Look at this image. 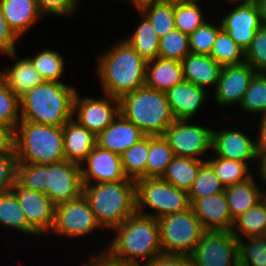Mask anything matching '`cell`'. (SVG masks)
Here are the masks:
<instances>
[{
    "label": "cell",
    "mask_w": 266,
    "mask_h": 266,
    "mask_svg": "<svg viewBox=\"0 0 266 266\" xmlns=\"http://www.w3.org/2000/svg\"><path fill=\"white\" fill-rule=\"evenodd\" d=\"M97 63L103 94L120 99L145 86L147 61L125 39L100 55Z\"/></svg>",
    "instance_id": "6da1fadb"
},
{
    "label": "cell",
    "mask_w": 266,
    "mask_h": 266,
    "mask_svg": "<svg viewBox=\"0 0 266 266\" xmlns=\"http://www.w3.org/2000/svg\"><path fill=\"white\" fill-rule=\"evenodd\" d=\"M113 230L107 252L118 260L138 266L163 254L158 219L152 216L135 212Z\"/></svg>",
    "instance_id": "7a4b0ae2"
},
{
    "label": "cell",
    "mask_w": 266,
    "mask_h": 266,
    "mask_svg": "<svg viewBox=\"0 0 266 266\" xmlns=\"http://www.w3.org/2000/svg\"><path fill=\"white\" fill-rule=\"evenodd\" d=\"M75 93L71 85L44 81L19 98L21 121L63 126L72 119Z\"/></svg>",
    "instance_id": "3957f363"
},
{
    "label": "cell",
    "mask_w": 266,
    "mask_h": 266,
    "mask_svg": "<svg viewBox=\"0 0 266 266\" xmlns=\"http://www.w3.org/2000/svg\"><path fill=\"white\" fill-rule=\"evenodd\" d=\"M83 185V195L101 227L113 230L136 212L135 180Z\"/></svg>",
    "instance_id": "277c9868"
},
{
    "label": "cell",
    "mask_w": 266,
    "mask_h": 266,
    "mask_svg": "<svg viewBox=\"0 0 266 266\" xmlns=\"http://www.w3.org/2000/svg\"><path fill=\"white\" fill-rule=\"evenodd\" d=\"M18 163L48 165L65 158L63 126L20 121L13 131Z\"/></svg>",
    "instance_id": "5b68a950"
},
{
    "label": "cell",
    "mask_w": 266,
    "mask_h": 266,
    "mask_svg": "<svg viewBox=\"0 0 266 266\" xmlns=\"http://www.w3.org/2000/svg\"><path fill=\"white\" fill-rule=\"evenodd\" d=\"M119 101L120 113L146 136H163L175 121L163 91L143 86L123 95Z\"/></svg>",
    "instance_id": "8992f818"
},
{
    "label": "cell",
    "mask_w": 266,
    "mask_h": 266,
    "mask_svg": "<svg viewBox=\"0 0 266 266\" xmlns=\"http://www.w3.org/2000/svg\"><path fill=\"white\" fill-rule=\"evenodd\" d=\"M135 196L136 212L156 219L186 211L191 205L188 192L178 189L161 178L137 179L135 181ZM146 206L152 208L154 214L143 211V207Z\"/></svg>",
    "instance_id": "52a82bcc"
},
{
    "label": "cell",
    "mask_w": 266,
    "mask_h": 266,
    "mask_svg": "<svg viewBox=\"0 0 266 266\" xmlns=\"http://www.w3.org/2000/svg\"><path fill=\"white\" fill-rule=\"evenodd\" d=\"M163 254L190 256L206 232L192 208L158 219Z\"/></svg>",
    "instance_id": "ba28073f"
},
{
    "label": "cell",
    "mask_w": 266,
    "mask_h": 266,
    "mask_svg": "<svg viewBox=\"0 0 266 266\" xmlns=\"http://www.w3.org/2000/svg\"><path fill=\"white\" fill-rule=\"evenodd\" d=\"M190 258L192 266H239L238 238L231 231H206Z\"/></svg>",
    "instance_id": "9c48e42d"
},
{
    "label": "cell",
    "mask_w": 266,
    "mask_h": 266,
    "mask_svg": "<svg viewBox=\"0 0 266 266\" xmlns=\"http://www.w3.org/2000/svg\"><path fill=\"white\" fill-rule=\"evenodd\" d=\"M174 156L200 159L212 149V129L190 123V119L175 120L164 132Z\"/></svg>",
    "instance_id": "30bf717a"
},
{
    "label": "cell",
    "mask_w": 266,
    "mask_h": 266,
    "mask_svg": "<svg viewBox=\"0 0 266 266\" xmlns=\"http://www.w3.org/2000/svg\"><path fill=\"white\" fill-rule=\"evenodd\" d=\"M83 186L80 164L63 160L45 165V194L55 206L80 197Z\"/></svg>",
    "instance_id": "8fae6325"
},
{
    "label": "cell",
    "mask_w": 266,
    "mask_h": 266,
    "mask_svg": "<svg viewBox=\"0 0 266 266\" xmlns=\"http://www.w3.org/2000/svg\"><path fill=\"white\" fill-rule=\"evenodd\" d=\"M100 227L87 199L82 194L74 200L55 206L54 223L50 232L77 238L90 234Z\"/></svg>",
    "instance_id": "7c38bea8"
},
{
    "label": "cell",
    "mask_w": 266,
    "mask_h": 266,
    "mask_svg": "<svg viewBox=\"0 0 266 266\" xmlns=\"http://www.w3.org/2000/svg\"><path fill=\"white\" fill-rule=\"evenodd\" d=\"M100 99L81 98L76 91L73 99L72 119L95 136L104 131L120 113V101L104 94Z\"/></svg>",
    "instance_id": "4fadbf2b"
},
{
    "label": "cell",
    "mask_w": 266,
    "mask_h": 266,
    "mask_svg": "<svg viewBox=\"0 0 266 266\" xmlns=\"http://www.w3.org/2000/svg\"><path fill=\"white\" fill-rule=\"evenodd\" d=\"M10 191L16 196L36 235L48 234L52 229L55 213V205L50 198L45 193L22 187L17 181Z\"/></svg>",
    "instance_id": "5bb4252c"
},
{
    "label": "cell",
    "mask_w": 266,
    "mask_h": 266,
    "mask_svg": "<svg viewBox=\"0 0 266 266\" xmlns=\"http://www.w3.org/2000/svg\"><path fill=\"white\" fill-rule=\"evenodd\" d=\"M220 21L222 29L245 51L262 26L255 2H238Z\"/></svg>",
    "instance_id": "9a60e30c"
},
{
    "label": "cell",
    "mask_w": 266,
    "mask_h": 266,
    "mask_svg": "<svg viewBox=\"0 0 266 266\" xmlns=\"http://www.w3.org/2000/svg\"><path fill=\"white\" fill-rule=\"evenodd\" d=\"M80 165L83 184H91L93 180L95 183H107L127 179L121 155L97 145Z\"/></svg>",
    "instance_id": "2e32d148"
},
{
    "label": "cell",
    "mask_w": 266,
    "mask_h": 266,
    "mask_svg": "<svg viewBox=\"0 0 266 266\" xmlns=\"http://www.w3.org/2000/svg\"><path fill=\"white\" fill-rule=\"evenodd\" d=\"M255 73L253 67L246 62L239 65L223 66L214 89L215 102L219 106L240 105Z\"/></svg>",
    "instance_id": "e0dca14e"
},
{
    "label": "cell",
    "mask_w": 266,
    "mask_h": 266,
    "mask_svg": "<svg viewBox=\"0 0 266 266\" xmlns=\"http://www.w3.org/2000/svg\"><path fill=\"white\" fill-rule=\"evenodd\" d=\"M254 141L241 130H212V151L217 154L216 157L246 164L252 160L254 162L258 154L257 139Z\"/></svg>",
    "instance_id": "ac0fdd59"
},
{
    "label": "cell",
    "mask_w": 266,
    "mask_h": 266,
    "mask_svg": "<svg viewBox=\"0 0 266 266\" xmlns=\"http://www.w3.org/2000/svg\"><path fill=\"white\" fill-rule=\"evenodd\" d=\"M195 216L206 231H231L232 219L225 191L197 200H189Z\"/></svg>",
    "instance_id": "d6986e66"
},
{
    "label": "cell",
    "mask_w": 266,
    "mask_h": 266,
    "mask_svg": "<svg viewBox=\"0 0 266 266\" xmlns=\"http://www.w3.org/2000/svg\"><path fill=\"white\" fill-rule=\"evenodd\" d=\"M145 136L139 127L119 113L113 122L96 136V145L121 155Z\"/></svg>",
    "instance_id": "ffe728a7"
},
{
    "label": "cell",
    "mask_w": 266,
    "mask_h": 266,
    "mask_svg": "<svg viewBox=\"0 0 266 266\" xmlns=\"http://www.w3.org/2000/svg\"><path fill=\"white\" fill-rule=\"evenodd\" d=\"M206 92L205 88L185 79L167 90L165 93L174 119L191 120L206 101L208 96Z\"/></svg>",
    "instance_id": "44dd1931"
},
{
    "label": "cell",
    "mask_w": 266,
    "mask_h": 266,
    "mask_svg": "<svg viewBox=\"0 0 266 266\" xmlns=\"http://www.w3.org/2000/svg\"><path fill=\"white\" fill-rule=\"evenodd\" d=\"M183 80V66L180 61L161 57L147 61L145 86L166 92Z\"/></svg>",
    "instance_id": "7402d4cb"
},
{
    "label": "cell",
    "mask_w": 266,
    "mask_h": 266,
    "mask_svg": "<svg viewBox=\"0 0 266 266\" xmlns=\"http://www.w3.org/2000/svg\"><path fill=\"white\" fill-rule=\"evenodd\" d=\"M65 158L81 164L96 146V136L74 119L63 125Z\"/></svg>",
    "instance_id": "603a6c76"
},
{
    "label": "cell",
    "mask_w": 266,
    "mask_h": 266,
    "mask_svg": "<svg viewBox=\"0 0 266 266\" xmlns=\"http://www.w3.org/2000/svg\"><path fill=\"white\" fill-rule=\"evenodd\" d=\"M184 79L202 88H216L222 66L209 55L189 53L182 61Z\"/></svg>",
    "instance_id": "cb8c5ba5"
},
{
    "label": "cell",
    "mask_w": 266,
    "mask_h": 266,
    "mask_svg": "<svg viewBox=\"0 0 266 266\" xmlns=\"http://www.w3.org/2000/svg\"><path fill=\"white\" fill-rule=\"evenodd\" d=\"M0 7L8 25L19 38L42 16L35 0H0Z\"/></svg>",
    "instance_id": "d4e9b609"
},
{
    "label": "cell",
    "mask_w": 266,
    "mask_h": 266,
    "mask_svg": "<svg viewBox=\"0 0 266 266\" xmlns=\"http://www.w3.org/2000/svg\"><path fill=\"white\" fill-rule=\"evenodd\" d=\"M254 179L252 176L246 181L225 187L228 208L233 220L264 198V191L259 189Z\"/></svg>",
    "instance_id": "484cf974"
},
{
    "label": "cell",
    "mask_w": 266,
    "mask_h": 266,
    "mask_svg": "<svg viewBox=\"0 0 266 266\" xmlns=\"http://www.w3.org/2000/svg\"><path fill=\"white\" fill-rule=\"evenodd\" d=\"M0 76L19 98L45 81L27 57L18 59L13 67L1 71Z\"/></svg>",
    "instance_id": "4316f807"
},
{
    "label": "cell",
    "mask_w": 266,
    "mask_h": 266,
    "mask_svg": "<svg viewBox=\"0 0 266 266\" xmlns=\"http://www.w3.org/2000/svg\"><path fill=\"white\" fill-rule=\"evenodd\" d=\"M205 161V159L174 156L161 179L178 189L189 192L197 177L200 166Z\"/></svg>",
    "instance_id": "83f0119b"
},
{
    "label": "cell",
    "mask_w": 266,
    "mask_h": 266,
    "mask_svg": "<svg viewBox=\"0 0 266 266\" xmlns=\"http://www.w3.org/2000/svg\"><path fill=\"white\" fill-rule=\"evenodd\" d=\"M142 19L137 29L125 40L143 57L146 61L158 57L160 38L156 34L150 19L136 8Z\"/></svg>",
    "instance_id": "f1b7e54d"
},
{
    "label": "cell",
    "mask_w": 266,
    "mask_h": 266,
    "mask_svg": "<svg viewBox=\"0 0 266 266\" xmlns=\"http://www.w3.org/2000/svg\"><path fill=\"white\" fill-rule=\"evenodd\" d=\"M152 22L159 38L175 30V0L148 2L138 8Z\"/></svg>",
    "instance_id": "f546056e"
},
{
    "label": "cell",
    "mask_w": 266,
    "mask_h": 266,
    "mask_svg": "<svg viewBox=\"0 0 266 266\" xmlns=\"http://www.w3.org/2000/svg\"><path fill=\"white\" fill-rule=\"evenodd\" d=\"M231 232L238 239L266 235V200L263 198L254 207L236 218Z\"/></svg>",
    "instance_id": "4dcf8cb0"
},
{
    "label": "cell",
    "mask_w": 266,
    "mask_h": 266,
    "mask_svg": "<svg viewBox=\"0 0 266 266\" xmlns=\"http://www.w3.org/2000/svg\"><path fill=\"white\" fill-rule=\"evenodd\" d=\"M173 157L174 153L163 136H149L146 178H161Z\"/></svg>",
    "instance_id": "1f68e13d"
},
{
    "label": "cell",
    "mask_w": 266,
    "mask_h": 266,
    "mask_svg": "<svg viewBox=\"0 0 266 266\" xmlns=\"http://www.w3.org/2000/svg\"><path fill=\"white\" fill-rule=\"evenodd\" d=\"M149 154V136L143 137L121 154V162L127 178H146V164Z\"/></svg>",
    "instance_id": "d6a6232c"
},
{
    "label": "cell",
    "mask_w": 266,
    "mask_h": 266,
    "mask_svg": "<svg viewBox=\"0 0 266 266\" xmlns=\"http://www.w3.org/2000/svg\"><path fill=\"white\" fill-rule=\"evenodd\" d=\"M0 224L28 235L36 234L30 228L24 211L11 191L0 194Z\"/></svg>",
    "instance_id": "836d02e7"
},
{
    "label": "cell",
    "mask_w": 266,
    "mask_h": 266,
    "mask_svg": "<svg viewBox=\"0 0 266 266\" xmlns=\"http://www.w3.org/2000/svg\"><path fill=\"white\" fill-rule=\"evenodd\" d=\"M206 161L212 166L216 176L224 187L246 181L254 176L250 174L248 164L241 161L221 157L209 158Z\"/></svg>",
    "instance_id": "e575fe53"
},
{
    "label": "cell",
    "mask_w": 266,
    "mask_h": 266,
    "mask_svg": "<svg viewBox=\"0 0 266 266\" xmlns=\"http://www.w3.org/2000/svg\"><path fill=\"white\" fill-rule=\"evenodd\" d=\"M210 57L222 67L245 62V51L223 29L218 33Z\"/></svg>",
    "instance_id": "d590c367"
},
{
    "label": "cell",
    "mask_w": 266,
    "mask_h": 266,
    "mask_svg": "<svg viewBox=\"0 0 266 266\" xmlns=\"http://www.w3.org/2000/svg\"><path fill=\"white\" fill-rule=\"evenodd\" d=\"M242 111L266 117V72H256L240 103Z\"/></svg>",
    "instance_id": "8d00e7d4"
},
{
    "label": "cell",
    "mask_w": 266,
    "mask_h": 266,
    "mask_svg": "<svg viewBox=\"0 0 266 266\" xmlns=\"http://www.w3.org/2000/svg\"><path fill=\"white\" fill-rule=\"evenodd\" d=\"M197 2L192 0H175V27L187 35H190L206 22Z\"/></svg>",
    "instance_id": "74e56055"
},
{
    "label": "cell",
    "mask_w": 266,
    "mask_h": 266,
    "mask_svg": "<svg viewBox=\"0 0 266 266\" xmlns=\"http://www.w3.org/2000/svg\"><path fill=\"white\" fill-rule=\"evenodd\" d=\"M225 191L224 185L216 176L212 166L205 161L197 173V177L188 192L189 200H197Z\"/></svg>",
    "instance_id": "f35d334b"
},
{
    "label": "cell",
    "mask_w": 266,
    "mask_h": 266,
    "mask_svg": "<svg viewBox=\"0 0 266 266\" xmlns=\"http://www.w3.org/2000/svg\"><path fill=\"white\" fill-rule=\"evenodd\" d=\"M62 57L57 51L45 49L28 59L45 81L61 82L59 79L65 70Z\"/></svg>",
    "instance_id": "ab89813d"
},
{
    "label": "cell",
    "mask_w": 266,
    "mask_h": 266,
    "mask_svg": "<svg viewBox=\"0 0 266 266\" xmlns=\"http://www.w3.org/2000/svg\"><path fill=\"white\" fill-rule=\"evenodd\" d=\"M238 239L239 266H266V235Z\"/></svg>",
    "instance_id": "60d3db41"
},
{
    "label": "cell",
    "mask_w": 266,
    "mask_h": 266,
    "mask_svg": "<svg viewBox=\"0 0 266 266\" xmlns=\"http://www.w3.org/2000/svg\"><path fill=\"white\" fill-rule=\"evenodd\" d=\"M189 53V35L180 30H173L160 38L158 57L182 61Z\"/></svg>",
    "instance_id": "b9f144b4"
},
{
    "label": "cell",
    "mask_w": 266,
    "mask_h": 266,
    "mask_svg": "<svg viewBox=\"0 0 266 266\" xmlns=\"http://www.w3.org/2000/svg\"><path fill=\"white\" fill-rule=\"evenodd\" d=\"M19 97L8 87L0 76V122L12 131L21 121Z\"/></svg>",
    "instance_id": "7bdbcfd3"
},
{
    "label": "cell",
    "mask_w": 266,
    "mask_h": 266,
    "mask_svg": "<svg viewBox=\"0 0 266 266\" xmlns=\"http://www.w3.org/2000/svg\"><path fill=\"white\" fill-rule=\"evenodd\" d=\"M221 30V23L218 26H215L206 21L203 25L199 26L189 35V47L191 53L210 56L214 42Z\"/></svg>",
    "instance_id": "ee69618b"
},
{
    "label": "cell",
    "mask_w": 266,
    "mask_h": 266,
    "mask_svg": "<svg viewBox=\"0 0 266 266\" xmlns=\"http://www.w3.org/2000/svg\"><path fill=\"white\" fill-rule=\"evenodd\" d=\"M16 181L26 189L45 193V165L18 163Z\"/></svg>",
    "instance_id": "f6af8a7d"
},
{
    "label": "cell",
    "mask_w": 266,
    "mask_h": 266,
    "mask_svg": "<svg viewBox=\"0 0 266 266\" xmlns=\"http://www.w3.org/2000/svg\"><path fill=\"white\" fill-rule=\"evenodd\" d=\"M245 62L256 72H266V26H261L245 50Z\"/></svg>",
    "instance_id": "bcb514c9"
},
{
    "label": "cell",
    "mask_w": 266,
    "mask_h": 266,
    "mask_svg": "<svg viewBox=\"0 0 266 266\" xmlns=\"http://www.w3.org/2000/svg\"><path fill=\"white\" fill-rule=\"evenodd\" d=\"M17 164L14 147L0 152V194L10 191L16 183Z\"/></svg>",
    "instance_id": "7dc6e473"
},
{
    "label": "cell",
    "mask_w": 266,
    "mask_h": 266,
    "mask_svg": "<svg viewBox=\"0 0 266 266\" xmlns=\"http://www.w3.org/2000/svg\"><path fill=\"white\" fill-rule=\"evenodd\" d=\"M40 14L72 16L77 9V0H35Z\"/></svg>",
    "instance_id": "c3c4849f"
},
{
    "label": "cell",
    "mask_w": 266,
    "mask_h": 266,
    "mask_svg": "<svg viewBox=\"0 0 266 266\" xmlns=\"http://www.w3.org/2000/svg\"><path fill=\"white\" fill-rule=\"evenodd\" d=\"M18 39L19 37L8 25L0 7V52L6 54L9 58L15 59L17 57L15 42Z\"/></svg>",
    "instance_id": "681fc988"
},
{
    "label": "cell",
    "mask_w": 266,
    "mask_h": 266,
    "mask_svg": "<svg viewBox=\"0 0 266 266\" xmlns=\"http://www.w3.org/2000/svg\"><path fill=\"white\" fill-rule=\"evenodd\" d=\"M138 266H192V261L187 255L160 254Z\"/></svg>",
    "instance_id": "f907efd6"
},
{
    "label": "cell",
    "mask_w": 266,
    "mask_h": 266,
    "mask_svg": "<svg viewBox=\"0 0 266 266\" xmlns=\"http://www.w3.org/2000/svg\"><path fill=\"white\" fill-rule=\"evenodd\" d=\"M92 260L87 261L84 263V266H135L130 263H126L124 261L118 260L112 257L107 251L101 252L97 256L91 258Z\"/></svg>",
    "instance_id": "816d5d0a"
},
{
    "label": "cell",
    "mask_w": 266,
    "mask_h": 266,
    "mask_svg": "<svg viewBox=\"0 0 266 266\" xmlns=\"http://www.w3.org/2000/svg\"><path fill=\"white\" fill-rule=\"evenodd\" d=\"M13 147V131L4 123L0 122V152Z\"/></svg>",
    "instance_id": "f5cc1de1"
},
{
    "label": "cell",
    "mask_w": 266,
    "mask_h": 266,
    "mask_svg": "<svg viewBox=\"0 0 266 266\" xmlns=\"http://www.w3.org/2000/svg\"><path fill=\"white\" fill-rule=\"evenodd\" d=\"M259 134L257 138L258 150L266 151V117L260 118Z\"/></svg>",
    "instance_id": "db71d44e"
},
{
    "label": "cell",
    "mask_w": 266,
    "mask_h": 266,
    "mask_svg": "<svg viewBox=\"0 0 266 266\" xmlns=\"http://www.w3.org/2000/svg\"><path fill=\"white\" fill-rule=\"evenodd\" d=\"M258 161V162H257ZM256 162L259 164L258 166V174L260 175V179L264 180L266 184V151L258 150L257 160Z\"/></svg>",
    "instance_id": "11a10c76"
},
{
    "label": "cell",
    "mask_w": 266,
    "mask_h": 266,
    "mask_svg": "<svg viewBox=\"0 0 266 266\" xmlns=\"http://www.w3.org/2000/svg\"><path fill=\"white\" fill-rule=\"evenodd\" d=\"M255 3L259 10L261 24L266 26V0H256Z\"/></svg>",
    "instance_id": "9f6ffc18"
},
{
    "label": "cell",
    "mask_w": 266,
    "mask_h": 266,
    "mask_svg": "<svg viewBox=\"0 0 266 266\" xmlns=\"http://www.w3.org/2000/svg\"><path fill=\"white\" fill-rule=\"evenodd\" d=\"M129 1L133 5V7L136 9L145 3L153 2V1H161V0H129Z\"/></svg>",
    "instance_id": "6f0895ef"
},
{
    "label": "cell",
    "mask_w": 266,
    "mask_h": 266,
    "mask_svg": "<svg viewBox=\"0 0 266 266\" xmlns=\"http://www.w3.org/2000/svg\"><path fill=\"white\" fill-rule=\"evenodd\" d=\"M256 0H237V2H255Z\"/></svg>",
    "instance_id": "680465c9"
},
{
    "label": "cell",
    "mask_w": 266,
    "mask_h": 266,
    "mask_svg": "<svg viewBox=\"0 0 266 266\" xmlns=\"http://www.w3.org/2000/svg\"><path fill=\"white\" fill-rule=\"evenodd\" d=\"M226 1H229V2H232V3H235L237 2V0H226Z\"/></svg>",
    "instance_id": "91938a15"
},
{
    "label": "cell",
    "mask_w": 266,
    "mask_h": 266,
    "mask_svg": "<svg viewBox=\"0 0 266 266\" xmlns=\"http://www.w3.org/2000/svg\"><path fill=\"white\" fill-rule=\"evenodd\" d=\"M264 199L266 200V191L264 192Z\"/></svg>",
    "instance_id": "94428289"
}]
</instances>
